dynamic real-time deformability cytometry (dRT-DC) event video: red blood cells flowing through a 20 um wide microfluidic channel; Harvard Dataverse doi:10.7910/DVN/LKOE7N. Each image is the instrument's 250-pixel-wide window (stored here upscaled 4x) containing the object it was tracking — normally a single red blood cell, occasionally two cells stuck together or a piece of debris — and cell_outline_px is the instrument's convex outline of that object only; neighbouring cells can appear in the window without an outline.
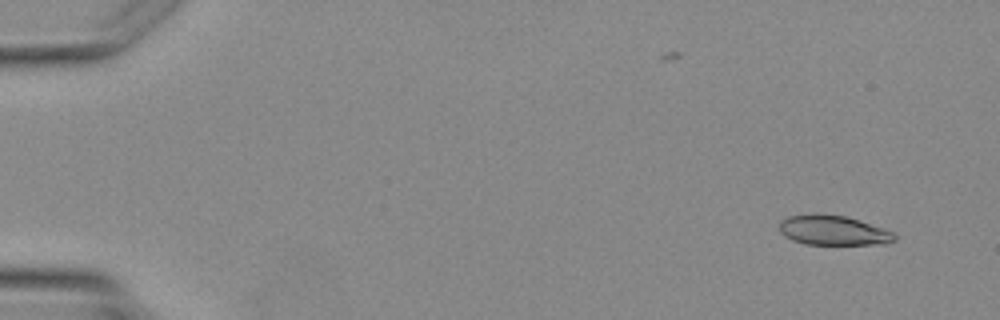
{"species": "Egyptian fruit bat (a non-hibernating species)", "species_latin": "Rousettus aegyptiacus", "temperature_condition": "warm", "stored_images_in_passage": 4, "camera_frame_rate_fps": 3000, "um_per_image_px": 0.085, "animal": {"sex": "female"}, "frame": {"image": 1, "passage_image": 1, "time_ms": 0.0, "image_size_px": [1000, 320], "cell_outline_px": [[896, 240], [884, 244], [804, 244], [792, 240], [784, 236], [780, 232], [780, 220], [788, 216], [812, 212], [816, 212], [844, 216], [884, 228], [896, 232]], "centroid_in_image_um": [70.8, 19.56], "position_along_channel_um": 14.2, "area_um2": 20.29}}
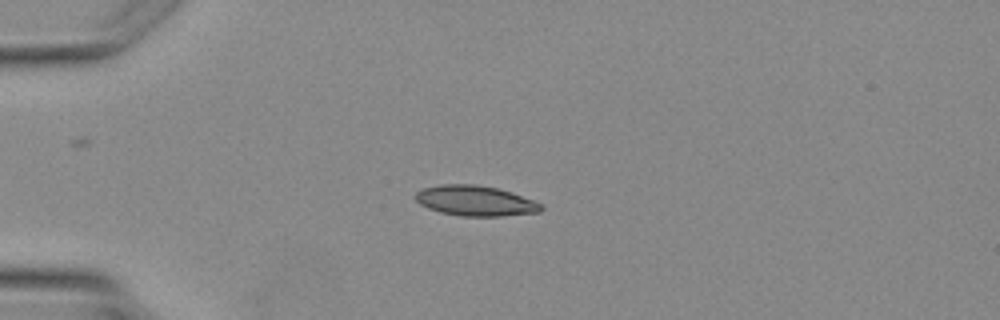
{"frame": {"image": 2, "passage_image": 3, "time_ms": 2.667, "image_size_px": [1000, 320], "cell_outline_px": [[544, 208], [540, 212], [500, 216], [460, 216], [440, 212], [428, 208], [420, 204], [416, 200], [416, 192], [420, 188], [440, 184], [476, 184], [496, 188], [512, 192], [532, 200], [540, 204]], "centroid_in_image_um": [40.37, 17.06], "position_along_channel_um": 44.6, "area_um2": 22.2}}